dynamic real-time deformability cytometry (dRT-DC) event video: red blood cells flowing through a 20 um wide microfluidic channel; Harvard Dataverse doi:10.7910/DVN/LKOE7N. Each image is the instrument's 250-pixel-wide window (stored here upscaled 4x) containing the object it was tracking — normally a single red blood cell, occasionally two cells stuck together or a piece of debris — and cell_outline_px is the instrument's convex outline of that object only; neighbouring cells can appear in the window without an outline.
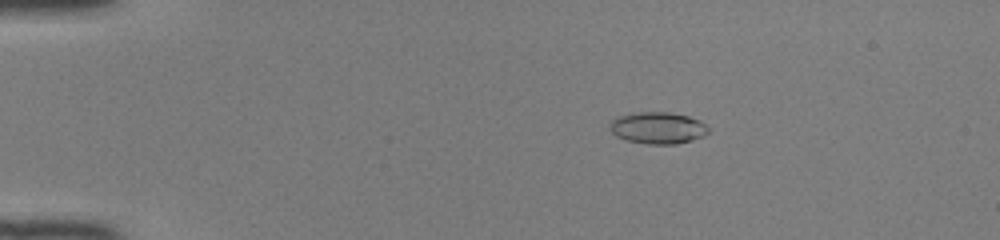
{"species": "common noctule bat (a hibernating species)", "species_latin": "Nyctalus noctula", "temperature_condition": "room temperature", "stored_images_in_passage": 50, "camera_frame_rate_fps": 3000, "um_per_image_px": 0.085, "animal": {"sex": "female", "body_mass_g": 22.0, "forearm_length_mm": 56.7}, "frame": {"image": 1, "passage_image": 10, "time_ms": 3.0, "image_size_px": [1000, 240], "cell_outline_px": [[708, 132], [704, 136], [692, 140], [676, 144], [648, 144], [628, 140], [616, 136], [608, 128], [612, 120], [620, 116], [636, 112], [668, 112], [688, 116], [700, 120], [708, 128]], "centroid_in_image_um": [55.92, 10.87], "position_along_channel_um": 29.1, "area_um2": 18.15}}
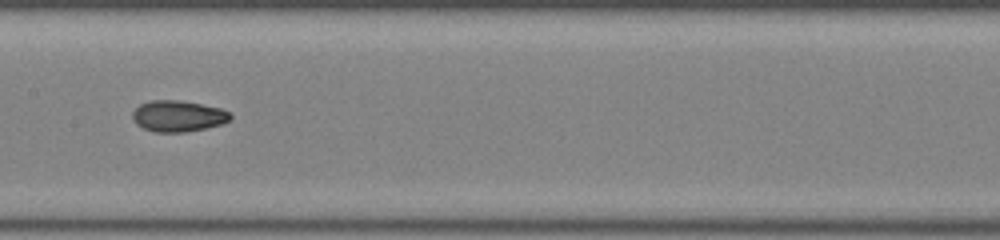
{"frame": {"image": 2, "passage_image": 27, "time_ms": 8.667, "image_size_px": [1000, 240], "cell_outline_px": [[232, 116], [228, 120], [220, 124], [204, 128], [184, 132], [152, 132], [136, 124], [132, 116], [132, 112], [140, 104], [152, 100], [180, 100], [220, 108], [228, 112]], "centroid_in_image_um": [15.09, 9.86], "position_along_channel_um": 192.3, "area_um2": 17.57}}
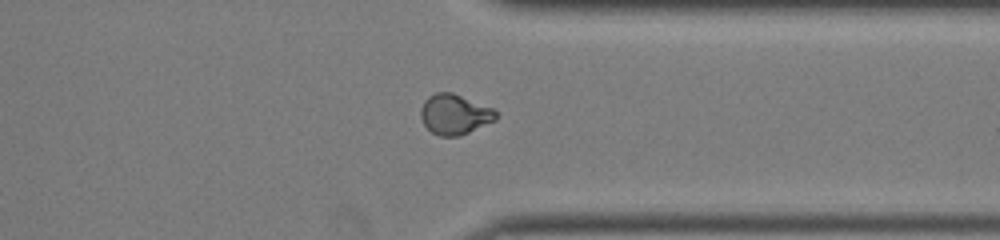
{"frame": {"image": 3, "passage_image": 40, "time_ms": 13.0, "image_size_px": [1000, 240], "cell_outline_px": [[496, 120], [460, 136], [440, 136], [432, 132], [424, 124], [420, 116], [420, 108], [424, 100], [428, 96], [436, 92], [452, 92], [492, 108], [496, 112]], "centroid_in_image_um": [38.61, 9.71], "position_along_channel_um": 372.8, "area_um2": 17.57}, "authors_computed_cell_mechanics": {"area_um2": 17.5712, "velocity_mm_per_s": 4.1656, "shape_relaxation_time_tau1_ms": null, "shape_relaxation_time_tau2_ms": 1.5875, "deformation_change_tau1": null, "deformation_change_tau2": 0.0615}}